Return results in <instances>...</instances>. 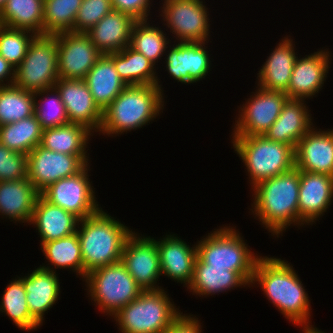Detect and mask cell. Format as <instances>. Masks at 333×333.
<instances>
[{
    "mask_svg": "<svg viewBox=\"0 0 333 333\" xmlns=\"http://www.w3.org/2000/svg\"><path fill=\"white\" fill-rule=\"evenodd\" d=\"M256 282L286 319L302 326L303 331L318 330L310 325L311 306L305 287L287 261L261 256L256 263L251 286Z\"/></svg>",
    "mask_w": 333,
    "mask_h": 333,
    "instance_id": "1",
    "label": "cell"
},
{
    "mask_svg": "<svg viewBox=\"0 0 333 333\" xmlns=\"http://www.w3.org/2000/svg\"><path fill=\"white\" fill-rule=\"evenodd\" d=\"M299 186L300 170L294 167L252 188L253 215H256L263 227L274 236L282 235L291 224L299 226Z\"/></svg>",
    "mask_w": 333,
    "mask_h": 333,
    "instance_id": "2",
    "label": "cell"
},
{
    "mask_svg": "<svg viewBox=\"0 0 333 333\" xmlns=\"http://www.w3.org/2000/svg\"><path fill=\"white\" fill-rule=\"evenodd\" d=\"M163 94L157 85L126 86L102 111L99 134L119 136L147 125L164 109Z\"/></svg>",
    "mask_w": 333,
    "mask_h": 333,
    "instance_id": "3",
    "label": "cell"
},
{
    "mask_svg": "<svg viewBox=\"0 0 333 333\" xmlns=\"http://www.w3.org/2000/svg\"><path fill=\"white\" fill-rule=\"evenodd\" d=\"M132 233V229L115 220L102 208L97 213L80 219L77 235L83 258L84 278L91 270L120 261L124 243Z\"/></svg>",
    "mask_w": 333,
    "mask_h": 333,
    "instance_id": "4",
    "label": "cell"
},
{
    "mask_svg": "<svg viewBox=\"0 0 333 333\" xmlns=\"http://www.w3.org/2000/svg\"><path fill=\"white\" fill-rule=\"evenodd\" d=\"M234 151L246 166L250 185L275 177L295 167V149L264 135L232 136Z\"/></svg>",
    "mask_w": 333,
    "mask_h": 333,
    "instance_id": "5",
    "label": "cell"
},
{
    "mask_svg": "<svg viewBox=\"0 0 333 333\" xmlns=\"http://www.w3.org/2000/svg\"><path fill=\"white\" fill-rule=\"evenodd\" d=\"M210 233L196 243L197 257L210 267L237 272L250 286L260 256L250 251L236 227L225 226Z\"/></svg>",
    "mask_w": 333,
    "mask_h": 333,
    "instance_id": "6",
    "label": "cell"
},
{
    "mask_svg": "<svg viewBox=\"0 0 333 333\" xmlns=\"http://www.w3.org/2000/svg\"><path fill=\"white\" fill-rule=\"evenodd\" d=\"M167 291H143L113 316L122 333H163L181 314Z\"/></svg>",
    "mask_w": 333,
    "mask_h": 333,
    "instance_id": "7",
    "label": "cell"
},
{
    "mask_svg": "<svg viewBox=\"0 0 333 333\" xmlns=\"http://www.w3.org/2000/svg\"><path fill=\"white\" fill-rule=\"evenodd\" d=\"M83 280L95 306L111 317L143 292L121 261L91 270Z\"/></svg>",
    "mask_w": 333,
    "mask_h": 333,
    "instance_id": "8",
    "label": "cell"
},
{
    "mask_svg": "<svg viewBox=\"0 0 333 333\" xmlns=\"http://www.w3.org/2000/svg\"><path fill=\"white\" fill-rule=\"evenodd\" d=\"M58 79L57 34L36 35L23 61L15 68L13 84L36 93L54 87Z\"/></svg>",
    "mask_w": 333,
    "mask_h": 333,
    "instance_id": "9",
    "label": "cell"
},
{
    "mask_svg": "<svg viewBox=\"0 0 333 333\" xmlns=\"http://www.w3.org/2000/svg\"><path fill=\"white\" fill-rule=\"evenodd\" d=\"M87 164L80 172L50 184L40 195L52 205L73 213L79 219L97 213L99 207L89 179ZM89 179V180H88Z\"/></svg>",
    "mask_w": 333,
    "mask_h": 333,
    "instance_id": "10",
    "label": "cell"
},
{
    "mask_svg": "<svg viewBox=\"0 0 333 333\" xmlns=\"http://www.w3.org/2000/svg\"><path fill=\"white\" fill-rule=\"evenodd\" d=\"M161 17L178 42H207L209 12L202 0H164ZM163 15V16H162Z\"/></svg>",
    "mask_w": 333,
    "mask_h": 333,
    "instance_id": "11",
    "label": "cell"
},
{
    "mask_svg": "<svg viewBox=\"0 0 333 333\" xmlns=\"http://www.w3.org/2000/svg\"><path fill=\"white\" fill-rule=\"evenodd\" d=\"M257 88L254 95L240 107L232 136L264 135L277 120L288 99L284 92L267 90L260 86Z\"/></svg>",
    "mask_w": 333,
    "mask_h": 333,
    "instance_id": "12",
    "label": "cell"
},
{
    "mask_svg": "<svg viewBox=\"0 0 333 333\" xmlns=\"http://www.w3.org/2000/svg\"><path fill=\"white\" fill-rule=\"evenodd\" d=\"M88 155H67L41 145L27 155V178L41 193L50 184L75 175L88 163Z\"/></svg>",
    "mask_w": 333,
    "mask_h": 333,
    "instance_id": "13",
    "label": "cell"
},
{
    "mask_svg": "<svg viewBox=\"0 0 333 333\" xmlns=\"http://www.w3.org/2000/svg\"><path fill=\"white\" fill-rule=\"evenodd\" d=\"M143 291L163 289L156 285L161 276L159 250L150 237L133 232L125 241L120 260Z\"/></svg>",
    "mask_w": 333,
    "mask_h": 333,
    "instance_id": "14",
    "label": "cell"
},
{
    "mask_svg": "<svg viewBox=\"0 0 333 333\" xmlns=\"http://www.w3.org/2000/svg\"><path fill=\"white\" fill-rule=\"evenodd\" d=\"M58 77L84 80L89 70L102 56L86 33L57 34Z\"/></svg>",
    "mask_w": 333,
    "mask_h": 333,
    "instance_id": "15",
    "label": "cell"
},
{
    "mask_svg": "<svg viewBox=\"0 0 333 333\" xmlns=\"http://www.w3.org/2000/svg\"><path fill=\"white\" fill-rule=\"evenodd\" d=\"M205 42H177L166 54L168 74L182 84L196 83L210 72L211 60ZM204 46V47H203Z\"/></svg>",
    "mask_w": 333,
    "mask_h": 333,
    "instance_id": "16",
    "label": "cell"
},
{
    "mask_svg": "<svg viewBox=\"0 0 333 333\" xmlns=\"http://www.w3.org/2000/svg\"><path fill=\"white\" fill-rule=\"evenodd\" d=\"M62 100L69 123L81 124L94 134L99 132L102 111L95 104L84 80L59 78L54 84Z\"/></svg>",
    "mask_w": 333,
    "mask_h": 333,
    "instance_id": "17",
    "label": "cell"
},
{
    "mask_svg": "<svg viewBox=\"0 0 333 333\" xmlns=\"http://www.w3.org/2000/svg\"><path fill=\"white\" fill-rule=\"evenodd\" d=\"M331 200L333 201V176L300 171L298 198L300 226L312 225L319 220L329 209Z\"/></svg>",
    "mask_w": 333,
    "mask_h": 333,
    "instance_id": "18",
    "label": "cell"
},
{
    "mask_svg": "<svg viewBox=\"0 0 333 333\" xmlns=\"http://www.w3.org/2000/svg\"><path fill=\"white\" fill-rule=\"evenodd\" d=\"M330 52L319 50L296 58L288 86L289 99L313 98L322 89L329 71Z\"/></svg>",
    "mask_w": 333,
    "mask_h": 333,
    "instance_id": "19",
    "label": "cell"
},
{
    "mask_svg": "<svg viewBox=\"0 0 333 333\" xmlns=\"http://www.w3.org/2000/svg\"><path fill=\"white\" fill-rule=\"evenodd\" d=\"M311 128L295 148V167L300 171L333 176V129Z\"/></svg>",
    "mask_w": 333,
    "mask_h": 333,
    "instance_id": "20",
    "label": "cell"
},
{
    "mask_svg": "<svg viewBox=\"0 0 333 333\" xmlns=\"http://www.w3.org/2000/svg\"><path fill=\"white\" fill-rule=\"evenodd\" d=\"M158 247L161 275L173 279L177 283L190 285L193 277L194 263L197 257L196 245L189 244L174 234L166 235L163 240L152 238Z\"/></svg>",
    "mask_w": 333,
    "mask_h": 333,
    "instance_id": "21",
    "label": "cell"
},
{
    "mask_svg": "<svg viewBox=\"0 0 333 333\" xmlns=\"http://www.w3.org/2000/svg\"><path fill=\"white\" fill-rule=\"evenodd\" d=\"M304 99H287L277 120L264 136L272 141L281 142L296 148L299 140L312 128V115Z\"/></svg>",
    "mask_w": 333,
    "mask_h": 333,
    "instance_id": "22",
    "label": "cell"
},
{
    "mask_svg": "<svg viewBox=\"0 0 333 333\" xmlns=\"http://www.w3.org/2000/svg\"><path fill=\"white\" fill-rule=\"evenodd\" d=\"M135 22L132 16L112 10L86 34L102 55H108L130 45Z\"/></svg>",
    "mask_w": 333,
    "mask_h": 333,
    "instance_id": "23",
    "label": "cell"
},
{
    "mask_svg": "<svg viewBox=\"0 0 333 333\" xmlns=\"http://www.w3.org/2000/svg\"><path fill=\"white\" fill-rule=\"evenodd\" d=\"M19 278L23 281L30 314L42 325L44 314L59 299L60 283L56 270L38 267L27 276Z\"/></svg>",
    "mask_w": 333,
    "mask_h": 333,
    "instance_id": "24",
    "label": "cell"
},
{
    "mask_svg": "<svg viewBox=\"0 0 333 333\" xmlns=\"http://www.w3.org/2000/svg\"><path fill=\"white\" fill-rule=\"evenodd\" d=\"M289 36L284 37L262 65L258 77V86L284 92L288 96V86L297 58L295 44ZM294 45V46H293Z\"/></svg>",
    "mask_w": 333,
    "mask_h": 333,
    "instance_id": "25",
    "label": "cell"
},
{
    "mask_svg": "<svg viewBox=\"0 0 333 333\" xmlns=\"http://www.w3.org/2000/svg\"><path fill=\"white\" fill-rule=\"evenodd\" d=\"M79 220L73 213L52 205L40 195L37 198L30 225H36L41 245L76 233Z\"/></svg>",
    "mask_w": 333,
    "mask_h": 333,
    "instance_id": "26",
    "label": "cell"
},
{
    "mask_svg": "<svg viewBox=\"0 0 333 333\" xmlns=\"http://www.w3.org/2000/svg\"><path fill=\"white\" fill-rule=\"evenodd\" d=\"M39 196L40 192L28 178L0 181V215L29 225Z\"/></svg>",
    "mask_w": 333,
    "mask_h": 333,
    "instance_id": "27",
    "label": "cell"
},
{
    "mask_svg": "<svg viewBox=\"0 0 333 333\" xmlns=\"http://www.w3.org/2000/svg\"><path fill=\"white\" fill-rule=\"evenodd\" d=\"M95 104L103 111L127 86L119 77L114 62L102 55L84 78Z\"/></svg>",
    "mask_w": 333,
    "mask_h": 333,
    "instance_id": "28",
    "label": "cell"
},
{
    "mask_svg": "<svg viewBox=\"0 0 333 333\" xmlns=\"http://www.w3.org/2000/svg\"><path fill=\"white\" fill-rule=\"evenodd\" d=\"M243 285L246 287L249 284L237 272L229 271L227 267H210L196 257L193 277L187 289L201 297L212 296Z\"/></svg>",
    "mask_w": 333,
    "mask_h": 333,
    "instance_id": "29",
    "label": "cell"
},
{
    "mask_svg": "<svg viewBox=\"0 0 333 333\" xmlns=\"http://www.w3.org/2000/svg\"><path fill=\"white\" fill-rule=\"evenodd\" d=\"M115 65L120 79L127 85H157L162 91L155 65L130 46L107 55Z\"/></svg>",
    "mask_w": 333,
    "mask_h": 333,
    "instance_id": "30",
    "label": "cell"
},
{
    "mask_svg": "<svg viewBox=\"0 0 333 333\" xmlns=\"http://www.w3.org/2000/svg\"><path fill=\"white\" fill-rule=\"evenodd\" d=\"M87 127L68 123L63 126L44 129L41 146L58 153L67 155H87V144L92 136Z\"/></svg>",
    "mask_w": 333,
    "mask_h": 333,
    "instance_id": "31",
    "label": "cell"
},
{
    "mask_svg": "<svg viewBox=\"0 0 333 333\" xmlns=\"http://www.w3.org/2000/svg\"><path fill=\"white\" fill-rule=\"evenodd\" d=\"M44 0H7L0 12V24L35 35H43Z\"/></svg>",
    "mask_w": 333,
    "mask_h": 333,
    "instance_id": "32",
    "label": "cell"
},
{
    "mask_svg": "<svg viewBox=\"0 0 333 333\" xmlns=\"http://www.w3.org/2000/svg\"><path fill=\"white\" fill-rule=\"evenodd\" d=\"M41 250L44 253V256L50 262L51 266H41L47 270H53L57 268H68L73 272L77 273L76 275L83 276L84 278V265L83 258L81 253V246L79 238L76 233H73L69 236L45 242L41 244Z\"/></svg>",
    "mask_w": 333,
    "mask_h": 333,
    "instance_id": "33",
    "label": "cell"
},
{
    "mask_svg": "<svg viewBox=\"0 0 333 333\" xmlns=\"http://www.w3.org/2000/svg\"><path fill=\"white\" fill-rule=\"evenodd\" d=\"M43 129L35 114L0 126V143L8 149L28 155L41 144Z\"/></svg>",
    "mask_w": 333,
    "mask_h": 333,
    "instance_id": "34",
    "label": "cell"
},
{
    "mask_svg": "<svg viewBox=\"0 0 333 333\" xmlns=\"http://www.w3.org/2000/svg\"><path fill=\"white\" fill-rule=\"evenodd\" d=\"M17 278L6 286L0 302V312L9 316L21 330H35L41 324L30 314L23 281Z\"/></svg>",
    "mask_w": 333,
    "mask_h": 333,
    "instance_id": "35",
    "label": "cell"
},
{
    "mask_svg": "<svg viewBox=\"0 0 333 333\" xmlns=\"http://www.w3.org/2000/svg\"><path fill=\"white\" fill-rule=\"evenodd\" d=\"M35 93L15 84L0 87V126L34 115Z\"/></svg>",
    "mask_w": 333,
    "mask_h": 333,
    "instance_id": "36",
    "label": "cell"
},
{
    "mask_svg": "<svg viewBox=\"0 0 333 333\" xmlns=\"http://www.w3.org/2000/svg\"><path fill=\"white\" fill-rule=\"evenodd\" d=\"M166 35L161 28L150 26L147 20L136 21L132 28L129 46L156 66V62L158 63L169 48L167 45L171 43Z\"/></svg>",
    "mask_w": 333,
    "mask_h": 333,
    "instance_id": "37",
    "label": "cell"
},
{
    "mask_svg": "<svg viewBox=\"0 0 333 333\" xmlns=\"http://www.w3.org/2000/svg\"><path fill=\"white\" fill-rule=\"evenodd\" d=\"M83 0H44L43 35L74 32L77 12Z\"/></svg>",
    "mask_w": 333,
    "mask_h": 333,
    "instance_id": "38",
    "label": "cell"
},
{
    "mask_svg": "<svg viewBox=\"0 0 333 333\" xmlns=\"http://www.w3.org/2000/svg\"><path fill=\"white\" fill-rule=\"evenodd\" d=\"M40 95L41 98H43L41 100H37L36 98H38ZM34 109V114L37 120L40 122L43 130L47 128L63 126L69 123L65 106L60 99V95L55 87L44 89L35 93Z\"/></svg>",
    "mask_w": 333,
    "mask_h": 333,
    "instance_id": "39",
    "label": "cell"
},
{
    "mask_svg": "<svg viewBox=\"0 0 333 333\" xmlns=\"http://www.w3.org/2000/svg\"><path fill=\"white\" fill-rule=\"evenodd\" d=\"M35 36L28 30L0 24V55L16 68L26 56L29 44Z\"/></svg>",
    "mask_w": 333,
    "mask_h": 333,
    "instance_id": "40",
    "label": "cell"
},
{
    "mask_svg": "<svg viewBox=\"0 0 333 333\" xmlns=\"http://www.w3.org/2000/svg\"><path fill=\"white\" fill-rule=\"evenodd\" d=\"M112 10L111 0H83L75 18L74 32L86 33Z\"/></svg>",
    "mask_w": 333,
    "mask_h": 333,
    "instance_id": "41",
    "label": "cell"
},
{
    "mask_svg": "<svg viewBox=\"0 0 333 333\" xmlns=\"http://www.w3.org/2000/svg\"><path fill=\"white\" fill-rule=\"evenodd\" d=\"M27 178V155L8 149L0 143V181Z\"/></svg>",
    "mask_w": 333,
    "mask_h": 333,
    "instance_id": "42",
    "label": "cell"
},
{
    "mask_svg": "<svg viewBox=\"0 0 333 333\" xmlns=\"http://www.w3.org/2000/svg\"><path fill=\"white\" fill-rule=\"evenodd\" d=\"M151 0H111L113 10L132 16L136 21L148 20Z\"/></svg>",
    "mask_w": 333,
    "mask_h": 333,
    "instance_id": "43",
    "label": "cell"
},
{
    "mask_svg": "<svg viewBox=\"0 0 333 333\" xmlns=\"http://www.w3.org/2000/svg\"><path fill=\"white\" fill-rule=\"evenodd\" d=\"M163 333H202V326L196 316L190 314L183 315L182 312Z\"/></svg>",
    "mask_w": 333,
    "mask_h": 333,
    "instance_id": "44",
    "label": "cell"
},
{
    "mask_svg": "<svg viewBox=\"0 0 333 333\" xmlns=\"http://www.w3.org/2000/svg\"><path fill=\"white\" fill-rule=\"evenodd\" d=\"M14 78L15 68L0 55V87L13 84Z\"/></svg>",
    "mask_w": 333,
    "mask_h": 333,
    "instance_id": "45",
    "label": "cell"
},
{
    "mask_svg": "<svg viewBox=\"0 0 333 333\" xmlns=\"http://www.w3.org/2000/svg\"><path fill=\"white\" fill-rule=\"evenodd\" d=\"M6 2H7V0H0V12L4 8V6L6 5Z\"/></svg>",
    "mask_w": 333,
    "mask_h": 333,
    "instance_id": "46",
    "label": "cell"
}]
</instances>
